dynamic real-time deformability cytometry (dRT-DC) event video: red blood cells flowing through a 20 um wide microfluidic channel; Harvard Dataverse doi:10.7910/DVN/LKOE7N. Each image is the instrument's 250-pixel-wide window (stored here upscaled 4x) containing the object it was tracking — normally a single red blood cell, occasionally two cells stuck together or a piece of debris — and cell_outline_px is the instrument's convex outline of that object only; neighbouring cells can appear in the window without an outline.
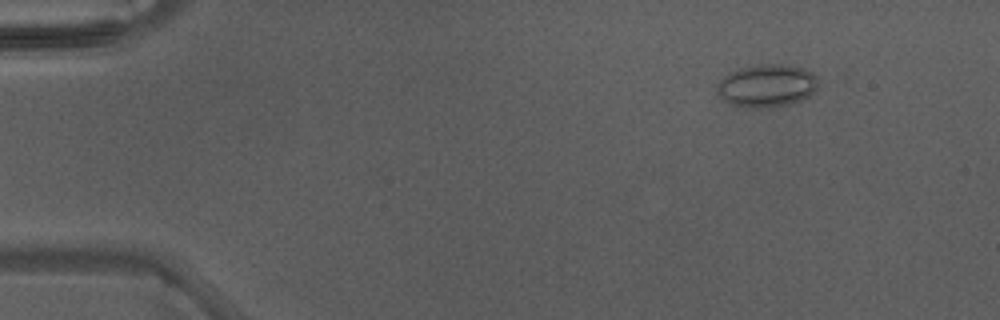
{"species": "Egyptian fruit bat (a non-hibernating species)", "species_latin": "Rousettus aegyptiacus", "temperature_condition": "warm", "stored_images_in_passage": 46, "camera_frame_rate_fps": 3000, "um_per_image_px": 0.085, "animal": {"sex": "male"}, "frame": {"image": 1, "passage_image": 6, "time_ms": 1.667, "image_size_px": [1000, 320], "cell_outline_px": [[820, 84], [808, 96], [792, 104], [760, 108], [752, 108], [732, 104], [724, 100], [716, 92], [716, 88], [720, 80], [724, 76], [740, 68], [764, 64], [784, 64], [804, 68], [812, 72], [816, 76]], "centroid_in_image_um": [65.2, 7.28], "position_along_channel_um": 19.8, "area_um2": 25.14}}
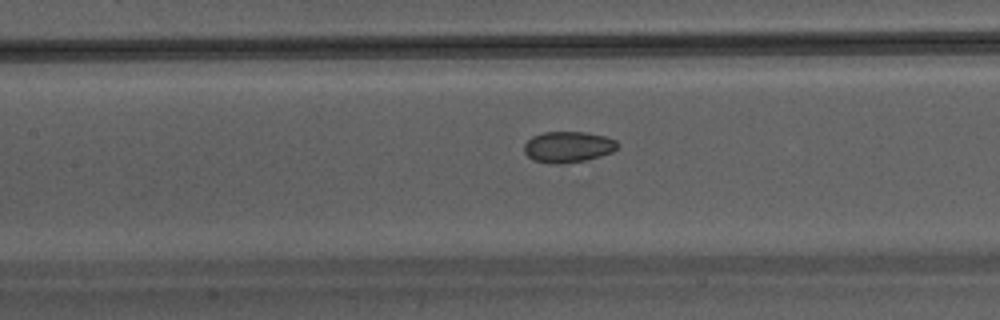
{"frame": {"image": 2, "passage_image": 22, "time_ms": 7.0, "image_size_px": [1000, 320], "cell_outline_px": [[620, 144], [612, 152], [600, 156], [584, 160], [560, 164], [556, 164], [532, 160], [524, 152], [524, 144], [532, 136], [544, 132], [584, 132], [604, 136], [616, 140]], "centroid_in_image_um": [48.27, 12.48], "position_along_channel_um": 159.1, "area_um2": 16.82}}
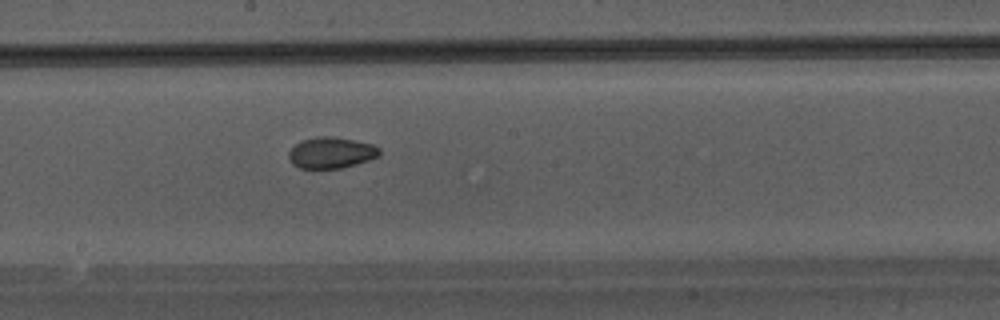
{"frame": {"image": 3, "passage_image": 26, "time_ms": 8.333, "image_size_px": [1000, 320], "cell_outline_px": [[380, 156], [356, 164], [340, 168], [300, 168], [292, 164], [288, 156], [288, 152], [300, 140], [316, 136], [332, 136], [372, 144], [380, 148]], "centroid_in_image_um": [28.13, 12.97], "position_along_channel_um": 220.1, "area_um2": 16.47}}